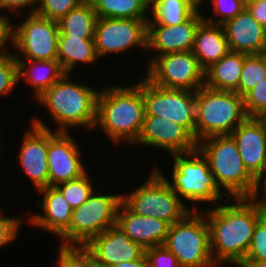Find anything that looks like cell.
<instances>
[{
  "label": "cell",
  "mask_w": 266,
  "mask_h": 267,
  "mask_svg": "<svg viewBox=\"0 0 266 267\" xmlns=\"http://www.w3.org/2000/svg\"><path fill=\"white\" fill-rule=\"evenodd\" d=\"M202 212L209 225L215 264L239 266L250 248L255 226L264 216L257 203L252 198H228Z\"/></svg>",
  "instance_id": "6da1fadb"
},
{
  "label": "cell",
  "mask_w": 266,
  "mask_h": 267,
  "mask_svg": "<svg viewBox=\"0 0 266 267\" xmlns=\"http://www.w3.org/2000/svg\"><path fill=\"white\" fill-rule=\"evenodd\" d=\"M145 102L136 84L107 85L99 90L95 128L115 145L133 146L142 130Z\"/></svg>",
  "instance_id": "7a4b0ae2"
},
{
  "label": "cell",
  "mask_w": 266,
  "mask_h": 267,
  "mask_svg": "<svg viewBox=\"0 0 266 267\" xmlns=\"http://www.w3.org/2000/svg\"><path fill=\"white\" fill-rule=\"evenodd\" d=\"M70 76L65 74L35 101L53 118L56 132L79 127L95 130L99 91L83 82L74 83Z\"/></svg>",
  "instance_id": "3957f363"
},
{
  "label": "cell",
  "mask_w": 266,
  "mask_h": 267,
  "mask_svg": "<svg viewBox=\"0 0 266 267\" xmlns=\"http://www.w3.org/2000/svg\"><path fill=\"white\" fill-rule=\"evenodd\" d=\"M173 169L171 178L163 173V169L155 164L153 168L167 181L169 186L183 202L192 203L191 210L199 211L203 203L213 207L218 202L228 199L216 184L210 171L208 160L196 149L188 153L171 154ZM171 180V182H170Z\"/></svg>",
  "instance_id": "277c9868"
},
{
  "label": "cell",
  "mask_w": 266,
  "mask_h": 267,
  "mask_svg": "<svg viewBox=\"0 0 266 267\" xmlns=\"http://www.w3.org/2000/svg\"><path fill=\"white\" fill-rule=\"evenodd\" d=\"M197 149L208 160L216 184L228 198H251L256 180L248 173L236 141L231 135L212 136L197 142Z\"/></svg>",
  "instance_id": "5b68a950"
},
{
  "label": "cell",
  "mask_w": 266,
  "mask_h": 267,
  "mask_svg": "<svg viewBox=\"0 0 266 267\" xmlns=\"http://www.w3.org/2000/svg\"><path fill=\"white\" fill-rule=\"evenodd\" d=\"M246 118L243 97L236 92L213 90L205 85L196 91V142L230 135Z\"/></svg>",
  "instance_id": "8992f818"
},
{
  "label": "cell",
  "mask_w": 266,
  "mask_h": 267,
  "mask_svg": "<svg viewBox=\"0 0 266 267\" xmlns=\"http://www.w3.org/2000/svg\"><path fill=\"white\" fill-rule=\"evenodd\" d=\"M163 246L172 252L180 267H218L210 251V229L205 214L190 211L169 226Z\"/></svg>",
  "instance_id": "52a82bcc"
},
{
  "label": "cell",
  "mask_w": 266,
  "mask_h": 267,
  "mask_svg": "<svg viewBox=\"0 0 266 267\" xmlns=\"http://www.w3.org/2000/svg\"><path fill=\"white\" fill-rule=\"evenodd\" d=\"M141 184L132 192L121 193V202L133 213L172 225L192 211L154 168Z\"/></svg>",
  "instance_id": "ba28073f"
},
{
  "label": "cell",
  "mask_w": 266,
  "mask_h": 267,
  "mask_svg": "<svg viewBox=\"0 0 266 267\" xmlns=\"http://www.w3.org/2000/svg\"><path fill=\"white\" fill-rule=\"evenodd\" d=\"M102 192L95 189L81 206L73 209L69 227L58 237L61 245H86L116 224L121 194Z\"/></svg>",
  "instance_id": "9c48e42d"
},
{
  "label": "cell",
  "mask_w": 266,
  "mask_h": 267,
  "mask_svg": "<svg viewBox=\"0 0 266 267\" xmlns=\"http://www.w3.org/2000/svg\"><path fill=\"white\" fill-rule=\"evenodd\" d=\"M22 14L26 15L23 21L12 24L11 47L15 49L12 51L15 59L56 60L59 37L57 21L37 13Z\"/></svg>",
  "instance_id": "30bf717a"
},
{
  "label": "cell",
  "mask_w": 266,
  "mask_h": 267,
  "mask_svg": "<svg viewBox=\"0 0 266 267\" xmlns=\"http://www.w3.org/2000/svg\"><path fill=\"white\" fill-rule=\"evenodd\" d=\"M136 85L145 102V115L160 116L183 126L193 137L196 123V91L168 89L142 77Z\"/></svg>",
  "instance_id": "8fae6325"
},
{
  "label": "cell",
  "mask_w": 266,
  "mask_h": 267,
  "mask_svg": "<svg viewBox=\"0 0 266 267\" xmlns=\"http://www.w3.org/2000/svg\"><path fill=\"white\" fill-rule=\"evenodd\" d=\"M144 76L151 83L168 89L197 91L205 82V70L192 51L153 57Z\"/></svg>",
  "instance_id": "7c38bea8"
},
{
  "label": "cell",
  "mask_w": 266,
  "mask_h": 267,
  "mask_svg": "<svg viewBox=\"0 0 266 267\" xmlns=\"http://www.w3.org/2000/svg\"><path fill=\"white\" fill-rule=\"evenodd\" d=\"M30 122L37 127L49 129V186L56 187L61 183L76 180L88 172L81 160L82 149L70 132H56L36 116Z\"/></svg>",
  "instance_id": "4fadbf2b"
},
{
  "label": "cell",
  "mask_w": 266,
  "mask_h": 267,
  "mask_svg": "<svg viewBox=\"0 0 266 267\" xmlns=\"http://www.w3.org/2000/svg\"><path fill=\"white\" fill-rule=\"evenodd\" d=\"M147 22L140 19L98 18L94 33L98 58L116 53L120 55L136 48L146 50Z\"/></svg>",
  "instance_id": "5bb4252c"
},
{
  "label": "cell",
  "mask_w": 266,
  "mask_h": 267,
  "mask_svg": "<svg viewBox=\"0 0 266 267\" xmlns=\"http://www.w3.org/2000/svg\"><path fill=\"white\" fill-rule=\"evenodd\" d=\"M203 20L198 9L188 20L175 26L147 23L146 53L150 51L147 64L159 55L192 51L196 30Z\"/></svg>",
  "instance_id": "9a60e30c"
},
{
  "label": "cell",
  "mask_w": 266,
  "mask_h": 267,
  "mask_svg": "<svg viewBox=\"0 0 266 267\" xmlns=\"http://www.w3.org/2000/svg\"><path fill=\"white\" fill-rule=\"evenodd\" d=\"M139 146L160 148L169 154L188 153L197 149L194 137L181 125L160 116L145 115L137 142Z\"/></svg>",
  "instance_id": "2e32d148"
},
{
  "label": "cell",
  "mask_w": 266,
  "mask_h": 267,
  "mask_svg": "<svg viewBox=\"0 0 266 267\" xmlns=\"http://www.w3.org/2000/svg\"><path fill=\"white\" fill-rule=\"evenodd\" d=\"M85 246L92 252L98 267H112L121 262L134 261L145 254V249L130 240L117 224L94 236Z\"/></svg>",
  "instance_id": "e0dca14e"
},
{
  "label": "cell",
  "mask_w": 266,
  "mask_h": 267,
  "mask_svg": "<svg viewBox=\"0 0 266 267\" xmlns=\"http://www.w3.org/2000/svg\"><path fill=\"white\" fill-rule=\"evenodd\" d=\"M30 126L22 137L23 141L17 154L19 155L17 162L37 192L49 186L47 164L49 129L37 127L32 123Z\"/></svg>",
  "instance_id": "ac0fdd59"
},
{
  "label": "cell",
  "mask_w": 266,
  "mask_h": 267,
  "mask_svg": "<svg viewBox=\"0 0 266 267\" xmlns=\"http://www.w3.org/2000/svg\"><path fill=\"white\" fill-rule=\"evenodd\" d=\"M236 141L244 167L257 181L266 167V122L247 117L230 134Z\"/></svg>",
  "instance_id": "d6986e66"
},
{
  "label": "cell",
  "mask_w": 266,
  "mask_h": 267,
  "mask_svg": "<svg viewBox=\"0 0 266 267\" xmlns=\"http://www.w3.org/2000/svg\"><path fill=\"white\" fill-rule=\"evenodd\" d=\"M36 193L42 195L43 200H37V205L41 207V214L30 212L29 219L25 218L33 228H39L59 237L71 222L73 209L68 204L63 194L56 188L48 186L38 190ZM44 213V214H43Z\"/></svg>",
  "instance_id": "ffe728a7"
},
{
  "label": "cell",
  "mask_w": 266,
  "mask_h": 267,
  "mask_svg": "<svg viewBox=\"0 0 266 267\" xmlns=\"http://www.w3.org/2000/svg\"><path fill=\"white\" fill-rule=\"evenodd\" d=\"M229 51L261 54L266 49V30L244 8L233 19L222 24Z\"/></svg>",
  "instance_id": "44dd1931"
},
{
  "label": "cell",
  "mask_w": 266,
  "mask_h": 267,
  "mask_svg": "<svg viewBox=\"0 0 266 267\" xmlns=\"http://www.w3.org/2000/svg\"><path fill=\"white\" fill-rule=\"evenodd\" d=\"M116 224L130 240L139 243L144 249L163 245L170 226L165 220L137 215L122 202L117 209Z\"/></svg>",
  "instance_id": "7402d4cb"
},
{
  "label": "cell",
  "mask_w": 266,
  "mask_h": 267,
  "mask_svg": "<svg viewBox=\"0 0 266 267\" xmlns=\"http://www.w3.org/2000/svg\"><path fill=\"white\" fill-rule=\"evenodd\" d=\"M192 52L204 70L224 57L229 48L223 26L203 20L196 30Z\"/></svg>",
  "instance_id": "603a6c76"
},
{
  "label": "cell",
  "mask_w": 266,
  "mask_h": 267,
  "mask_svg": "<svg viewBox=\"0 0 266 267\" xmlns=\"http://www.w3.org/2000/svg\"><path fill=\"white\" fill-rule=\"evenodd\" d=\"M18 82L25 80L30 85L33 100L40 97L64 75L58 59L56 60H17Z\"/></svg>",
  "instance_id": "cb8c5ba5"
},
{
  "label": "cell",
  "mask_w": 266,
  "mask_h": 267,
  "mask_svg": "<svg viewBox=\"0 0 266 267\" xmlns=\"http://www.w3.org/2000/svg\"><path fill=\"white\" fill-rule=\"evenodd\" d=\"M247 54L229 51L205 70L204 85L213 90L235 92Z\"/></svg>",
  "instance_id": "d4e9b609"
},
{
  "label": "cell",
  "mask_w": 266,
  "mask_h": 267,
  "mask_svg": "<svg viewBox=\"0 0 266 267\" xmlns=\"http://www.w3.org/2000/svg\"><path fill=\"white\" fill-rule=\"evenodd\" d=\"M57 59L64 73L70 75L78 64L92 66L98 63L94 38H58Z\"/></svg>",
  "instance_id": "484cf974"
},
{
  "label": "cell",
  "mask_w": 266,
  "mask_h": 267,
  "mask_svg": "<svg viewBox=\"0 0 266 267\" xmlns=\"http://www.w3.org/2000/svg\"><path fill=\"white\" fill-rule=\"evenodd\" d=\"M97 20L93 4L82 2L57 21L58 38H94Z\"/></svg>",
  "instance_id": "4316f807"
},
{
  "label": "cell",
  "mask_w": 266,
  "mask_h": 267,
  "mask_svg": "<svg viewBox=\"0 0 266 267\" xmlns=\"http://www.w3.org/2000/svg\"><path fill=\"white\" fill-rule=\"evenodd\" d=\"M197 10L188 0H154L149 7L147 23L175 26L188 20Z\"/></svg>",
  "instance_id": "83f0119b"
},
{
  "label": "cell",
  "mask_w": 266,
  "mask_h": 267,
  "mask_svg": "<svg viewBox=\"0 0 266 267\" xmlns=\"http://www.w3.org/2000/svg\"><path fill=\"white\" fill-rule=\"evenodd\" d=\"M98 18L149 20L150 5L145 0H96Z\"/></svg>",
  "instance_id": "f1b7e54d"
},
{
  "label": "cell",
  "mask_w": 266,
  "mask_h": 267,
  "mask_svg": "<svg viewBox=\"0 0 266 267\" xmlns=\"http://www.w3.org/2000/svg\"><path fill=\"white\" fill-rule=\"evenodd\" d=\"M266 78V54H249L244 58L238 88L235 91L240 96H244L256 84Z\"/></svg>",
  "instance_id": "f546056e"
},
{
  "label": "cell",
  "mask_w": 266,
  "mask_h": 267,
  "mask_svg": "<svg viewBox=\"0 0 266 267\" xmlns=\"http://www.w3.org/2000/svg\"><path fill=\"white\" fill-rule=\"evenodd\" d=\"M91 178L87 172L76 180L57 185L56 188L63 194L71 208L75 209L81 206L95 190Z\"/></svg>",
  "instance_id": "4dcf8cb0"
},
{
  "label": "cell",
  "mask_w": 266,
  "mask_h": 267,
  "mask_svg": "<svg viewBox=\"0 0 266 267\" xmlns=\"http://www.w3.org/2000/svg\"><path fill=\"white\" fill-rule=\"evenodd\" d=\"M59 245L56 267H98L85 245Z\"/></svg>",
  "instance_id": "1f68e13d"
},
{
  "label": "cell",
  "mask_w": 266,
  "mask_h": 267,
  "mask_svg": "<svg viewBox=\"0 0 266 267\" xmlns=\"http://www.w3.org/2000/svg\"><path fill=\"white\" fill-rule=\"evenodd\" d=\"M209 3H211L212 8L210 9L213 14L206 16L204 12H202L203 18L209 23L219 25L233 19L246 8L244 0H210Z\"/></svg>",
  "instance_id": "d6a6232c"
},
{
  "label": "cell",
  "mask_w": 266,
  "mask_h": 267,
  "mask_svg": "<svg viewBox=\"0 0 266 267\" xmlns=\"http://www.w3.org/2000/svg\"><path fill=\"white\" fill-rule=\"evenodd\" d=\"M18 84V64L13 53L0 56V97L11 95ZM13 91V92H12Z\"/></svg>",
  "instance_id": "836d02e7"
},
{
  "label": "cell",
  "mask_w": 266,
  "mask_h": 267,
  "mask_svg": "<svg viewBox=\"0 0 266 267\" xmlns=\"http://www.w3.org/2000/svg\"><path fill=\"white\" fill-rule=\"evenodd\" d=\"M247 117L262 118L266 115V78L256 84L244 96Z\"/></svg>",
  "instance_id": "e575fe53"
},
{
  "label": "cell",
  "mask_w": 266,
  "mask_h": 267,
  "mask_svg": "<svg viewBox=\"0 0 266 267\" xmlns=\"http://www.w3.org/2000/svg\"><path fill=\"white\" fill-rule=\"evenodd\" d=\"M82 2L83 0H39L35 13L58 21Z\"/></svg>",
  "instance_id": "d590c367"
},
{
  "label": "cell",
  "mask_w": 266,
  "mask_h": 267,
  "mask_svg": "<svg viewBox=\"0 0 266 267\" xmlns=\"http://www.w3.org/2000/svg\"><path fill=\"white\" fill-rule=\"evenodd\" d=\"M244 260L266 261V216L257 222L250 248Z\"/></svg>",
  "instance_id": "8d00e7d4"
},
{
  "label": "cell",
  "mask_w": 266,
  "mask_h": 267,
  "mask_svg": "<svg viewBox=\"0 0 266 267\" xmlns=\"http://www.w3.org/2000/svg\"><path fill=\"white\" fill-rule=\"evenodd\" d=\"M25 222L24 217L5 216L0 212V248L15 242L19 237V230Z\"/></svg>",
  "instance_id": "74e56055"
},
{
  "label": "cell",
  "mask_w": 266,
  "mask_h": 267,
  "mask_svg": "<svg viewBox=\"0 0 266 267\" xmlns=\"http://www.w3.org/2000/svg\"><path fill=\"white\" fill-rule=\"evenodd\" d=\"M150 267H180L176 257L163 245L145 248Z\"/></svg>",
  "instance_id": "f35d334b"
},
{
  "label": "cell",
  "mask_w": 266,
  "mask_h": 267,
  "mask_svg": "<svg viewBox=\"0 0 266 267\" xmlns=\"http://www.w3.org/2000/svg\"><path fill=\"white\" fill-rule=\"evenodd\" d=\"M38 2L39 0H0V16L9 17L8 13L4 12L5 10L6 12L9 11L10 13L14 12V14L16 13L18 16L21 15L22 11H27V14L28 12L35 13Z\"/></svg>",
  "instance_id": "ab89813d"
},
{
  "label": "cell",
  "mask_w": 266,
  "mask_h": 267,
  "mask_svg": "<svg viewBox=\"0 0 266 267\" xmlns=\"http://www.w3.org/2000/svg\"><path fill=\"white\" fill-rule=\"evenodd\" d=\"M10 19L7 16H0V56L10 53V49H7L9 45L11 46L12 39V21Z\"/></svg>",
  "instance_id": "60d3db41"
},
{
  "label": "cell",
  "mask_w": 266,
  "mask_h": 267,
  "mask_svg": "<svg viewBox=\"0 0 266 267\" xmlns=\"http://www.w3.org/2000/svg\"><path fill=\"white\" fill-rule=\"evenodd\" d=\"M252 17L266 30V0H260L246 4Z\"/></svg>",
  "instance_id": "b9f144b4"
},
{
  "label": "cell",
  "mask_w": 266,
  "mask_h": 267,
  "mask_svg": "<svg viewBox=\"0 0 266 267\" xmlns=\"http://www.w3.org/2000/svg\"><path fill=\"white\" fill-rule=\"evenodd\" d=\"M261 189L263 191H260ZM251 198L257 203L264 216H266V176H261L256 181V189Z\"/></svg>",
  "instance_id": "7bdbcfd3"
},
{
  "label": "cell",
  "mask_w": 266,
  "mask_h": 267,
  "mask_svg": "<svg viewBox=\"0 0 266 267\" xmlns=\"http://www.w3.org/2000/svg\"><path fill=\"white\" fill-rule=\"evenodd\" d=\"M112 267H150V265L146 255L144 254L141 258L137 260L121 262Z\"/></svg>",
  "instance_id": "ee69618b"
},
{
  "label": "cell",
  "mask_w": 266,
  "mask_h": 267,
  "mask_svg": "<svg viewBox=\"0 0 266 267\" xmlns=\"http://www.w3.org/2000/svg\"><path fill=\"white\" fill-rule=\"evenodd\" d=\"M238 267H266V261L244 260Z\"/></svg>",
  "instance_id": "f6af8a7d"
},
{
  "label": "cell",
  "mask_w": 266,
  "mask_h": 267,
  "mask_svg": "<svg viewBox=\"0 0 266 267\" xmlns=\"http://www.w3.org/2000/svg\"><path fill=\"white\" fill-rule=\"evenodd\" d=\"M190 3H192L196 8H198L199 10H203L202 9V4L205 3V0H188Z\"/></svg>",
  "instance_id": "bcb514c9"
},
{
  "label": "cell",
  "mask_w": 266,
  "mask_h": 267,
  "mask_svg": "<svg viewBox=\"0 0 266 267\" xmlns=\"http://www.w3.org/2000/svg\"><path fill=\"white\" fill-rule=\"evenodd\" d=\"M0 129H1V127H0ZM1 131V130H0ZM2 135H1V133H0V160H2L1 159V157H2V153H3V151L1 150L2 148H1V146H3L4 144H2V140H1V138H3V137H1ZM2 152V153H1Z\"/></svg>",
  "instance_id": "7dc6e473"
},
{
  "label": "cell",
  "mask_w": 266,
  "mask_h": 267,
  "mask_svg": "<svg viewBox=\"0 0 266 267\" xmlns=\"http://www.w3.org/2000/svg\"><path fill=\"white\" fill-rule=\"evenodd\" d=\"M256 1H260V0H244V3L246 5L247 3L256 2Z\"/></svg>",
  "instance_id": "c3c4849f"
},
{
  "label": "cell",
  "mask_w": 266,
  "mask_h": 267,
  "mask_svg": "<svg viewBox=\"0 0 266 267\" xmlns=\"http://www.w3.org/2000/svg\"><path fill=\"white\" fill-rule=\"evenodd\" d=\"M96 0H83V2H87L89 4H93Z\"/></svg>",
  "instance_id": "681fc988"
},
{
  "label": "cell",
  "mask_w": 266,
  "mask_h": 267,
  "mask_svg": "<svg viewBox=\"0 0 266 267\" xmlns=\"http://www.w3.org/2000/svg\"><path fill=\"white\" fill-rule=\"evenodd\" d=\"M149 5L154 1V0H145Z\"/></svg>",
  "instance_id": "f907efd6"
},
{
  "label": "cell",
  "mask_w": 266,
  "mask_h": 267,
  "mask_svg": "<svg viewBox=\"0 0 266 267\" xmlns=\"http://www.w3.org/2000/svg\"><path fill=\"white\" fill-rule=\"evenodd\" d=\"M262 176H266V167H265V170H264Z\"/></svg>",
  "instance_id": "816d5d0a"
}]
</instances>
